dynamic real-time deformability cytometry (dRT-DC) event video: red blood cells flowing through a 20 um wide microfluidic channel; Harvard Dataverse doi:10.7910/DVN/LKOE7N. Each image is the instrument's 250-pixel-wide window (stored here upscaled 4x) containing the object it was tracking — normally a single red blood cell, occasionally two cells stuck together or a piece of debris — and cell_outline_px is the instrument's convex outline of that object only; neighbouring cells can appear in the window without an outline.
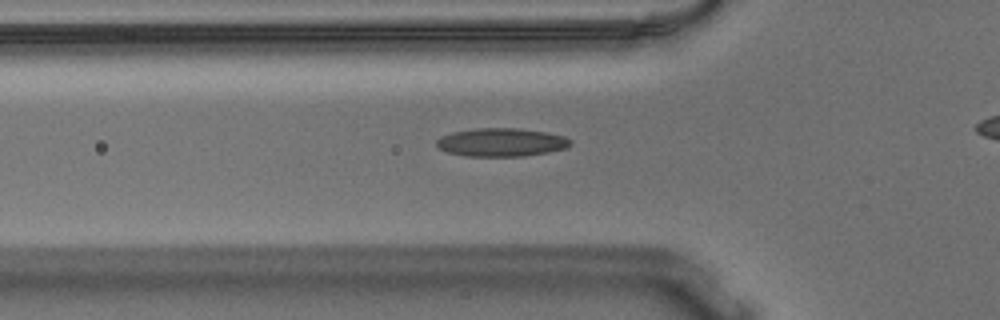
{"species": "Egyptian fruit bat (a non-hibernating species)", "species_latin": "Rousettus aegyptiacus", "temperature_condition": "warm", "stored_images_in_passage": 30, "camera_frame_rate_fps": 3000, "um_per_image_px": 0.085, "animal": {"sex": "male"}, "frame": {"image": 1, "passage_image": 3, "time_ms": 0.667, "image_size_px": [1000, 320], "cell_outline_px": [[572, 144], [568, 148], [548, 152], [524, 156], [464, 156], [448, 152], [440, 148], [436, 144], [436, 140], [440, 136], [452, 132], [472, 128], [516, 128], [548, 132], [564, 136], [572, 140]], "centroid_in_image_um": [42.63, 12.09], "position_along_channel_um": 83.2, "area_um2": 22.31}}
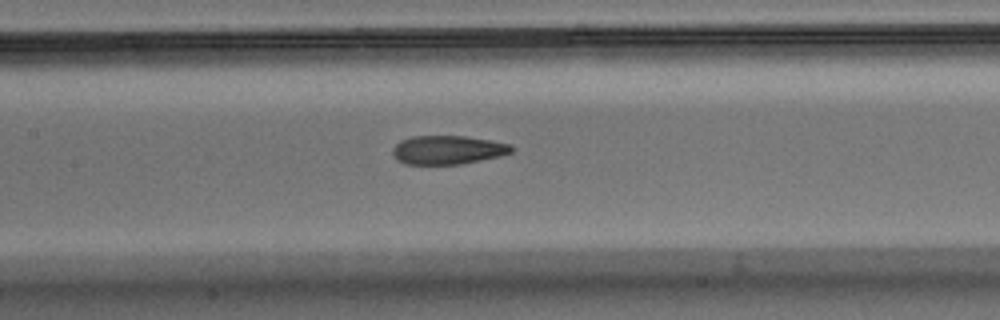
{"frame": {"image": 2, "passage_image": 10, "time_ms": 3.0, "image_size_px": [1000, 320], "cell_outline_px": [[516, 148], [512, 152], [500, 156], [460, 164], [404, 164], [396, 160], [392, 152], [392, 148], [400, 140], [412, 136], [464, 136], [492, 140], [512, 144]], "centroid_in_image_um": [38.07, 12.74], "position_along_channel_um": 169.3, "area_um2": 20.11}}
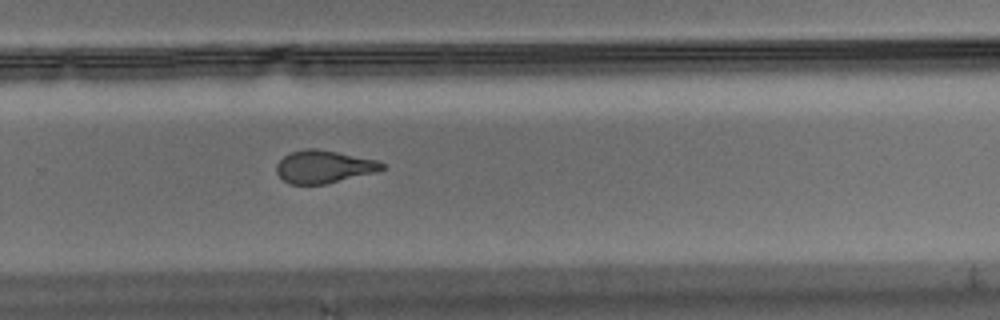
{"frame": {"image": 3, "passage_image": 21, "time_ms": 6.667, "image_size_px": [1000, 320], "cell_outline_px": [[384, 168], [376, 172], [324, 184], [288, 184], [276, 172], [276, 164], [284, 156], [292, 152], [308, 148], [316, 148], [376, 160], [384, 164]], "centroid_in_image_um": [27.49, 14.17], "position_along_channel_um": 302.3, "area_um2": 19.83}}